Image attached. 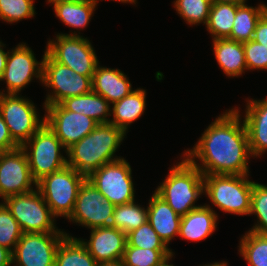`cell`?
Segmentation results:
<instances>
[{
  "mask_svg": "<svg viewBox=\"0 0 267 266\" xmlns=\"http://www.w3.org/2000/svg\"><path fill=\"white\" fill-rule=\"evenodd\" d=\"M238 109L219 115L208 126L185 158L203 175H249L248 158L251 156L247 129ZM202 161L197 164L194 160Z\"/></svg>",
  "mask_w": 267,
  "mask_h": 266,
  "instance_id": "1",
  "label": "cell"
},
{
  "mask_svg": "<svg viewBox=\"0 0 267 266\" xmlns=\"http://www.w3.org/2000/svg\"><path fill=\"white\" fill-rule=\"evenodd\" d=\"M125 134L110 122L97 124L91 133L66 149L67 165L87 178L104 164L121 159L113 156Z\"/></svg>",
  "mask_w": 267,
  "mask_h": 266,
  "instance_id": "2",
  "label": "cell"
},
{
  "mask_svg": "<svg viewBox=\"0 0 267 266\" xmlns=\"http://www.w3.org/2000/svg\"><path fill=\"white\" fill-rule=\"evenodd\" d=\"M202 172L186 158L174 165L155 193L180 216L186 215L195 206V201L204 193Z\"/></svg>",
  "mask_w": 267,
  "mask_h": 266,
  "instance_id": "3",
  "label": "cell"
},
{
  "mask_svg": "<svg viewBox=\"0 0 267 266\" xmlns=\"http://www.w3.org/2000/svg\"><path fill=\"white\" fill-rule=\"evenodd\" d=\"M248 175H204V191L220 210L249 215L253 182Z\"/></svg>",
  "mask_w": 267,
  "mask_h": 266,
  "instance_id": "4",
  "label": "cell"
},
{
  "mask_svg": "<svg viewBox=\"0 0 267 266\" xmlns=\"http://www.w3.org/2000/svg\"><path fill=\"white\" fill-rule=\"evenodd\" d=\"M86 177L66 165L64 168L44 176L37 182L40 191L55 216L68 218L75 205L78 190Z\"/></svg>",
  "mask_w": 267,
  "mask_h": 266,
  "instance_id": "5",
  "label": "cell"
},
{
  "mask_svg": "<svg viewBox=\"0 0 267 266\" xmlns=\"http://www.w3.org/2000/svg\"><path fill=\"white\" fill-rule=\"evenodd\" d=\"M3 203L16 219L23 233L62 232L55 228V216L38 189L9 196Z\"/></svg>",
  "mask_w": 267,
  "mask_h": 266,
  "instance_id": "6",
  "label": "cell"
},
{
  "mask_svg": "<svg viewBox=\"0 0 267 266\" xmlns=\"http://www.w3.org/2000/svg\"><path fill=\"white\" fill-rule=\"evenodd\" d=\"M21 147L25 150L36 182L67 165V159L60 153L65 147L46 123Z\"/></svg>",
  "mask_w": 267,
  "mask_h": 266,
  "instance_id": "7",
  "label": "cell"
},
{
  "mask_svg": "<svg viewBox=\"0 0 267 266\" xmlns=\"http://www.w3.org/2000/svg\"><path fill=\"white\" fill-rule=\"evenodd\" d=\"M46 51L56 62L83 76L93 77L99 64L89 40L76 33L58 34L54 42L49 40Z\"/></svg>",
  "mask_w": 267,
  "mask_h": 266,
  "instance_id": "8",
  "label": "cell"
},
{
  "mask_svg": "<svg viewBox=\"0 0 267 266\" xmlns=\"http://www.w3.org/2000/svg\"><path fill=\"white\" fill-rule=\"evenodd\" d=\"M42 83L53 89L44 105L60 104L64 99L92 91V77L79 75L72 69L56 62L45 51L43 55Z\"/></svg>",
  "mask_w": 267,
  "mask_h": 266,
  "instance_id": "9",
  "label": "cell"
},
{
  "mask_svg": "<svg viewBox=\"0 0 267 266\" xmlns=\"http://www.w3.org/2000/svg\"><path fill=\"white\" fill-rule=\"evenodd\" d=\"M0 113L20 147L45 124V117L39 119L34 103L17 94L0 92Z\"/></svg>",
  "mask_w": 267,
  "mask_h": 266,
  "instance_id": "10",
  "label": "cell"
},
{
  "mask_svg": "<svg viewBox=\"0 0 267 266\" xmlns=\"http://www.w3.org/2000/svg\"><path fill=\"white\" fill-rule=\"evenodd\" d=\"M131 167L121 158L104 164L91 173L88 179L105 199L113 205H122L134 201V184L132 182Z\"/></svg>",
  "mask_w": 267,
  "mask_h": 266,
  "instance_id": "11",
  "label": "cell"
},
{
  "mask_svg": "<svg viewBox=\"0 0 267 266\" xmlns=\"http://www.w3.org/2000/svg\"><path fill=\"white\" fill-rule=\"evenodd\" d=\"M65 232L23 233L12 252L14 266H55L56 252Z\"/></svg>",
  "mask_w": 267,
  "mask_h": 266,
  "instance_id": "12",
  "label": "cell"
},
{
  "mask_svg": "<svg viewBox=\"0 0 267 266\" xmlns=\"http://www.w3.org/2000/svg\"><path fill=\"white\" fill-rule=\"evenodd\" d=\"M114 209L115 205L107 201L104 195L85 179L78 190L74 209L68 219L90 229L108 227Z\"/></svg>",
  "mask_w": 267,
  "mask_h": 266,
  "instance_id": "13",
  "label": "cell"
},
{
  "mask_svg": "<svg viewBox=\"0 0 267 266\" xmlns=\"http://www.w3.org/2000/svg\"><path fill=\"white\" fill-rule=\"evenodd\" d=\"M45 123L61 141L65 150L91 133L98 124L92 118L66 110L61 104L45 105Z\"/></svg>",
  "mask_w": 267,
  "mask_h": 266,
  "instance_id": "14",
  "label": "cell"
},
{
  "mask_svg": "<svg viewBox=\"0 0 267 266\" xmlns=\"http://www.w3.org/2000/svg\"><path fill=\"white\" fill-rule=\"evenodd\" d=\"M31 184L37 186L25 150L19 147L0 153V197L4 200L9 196L33 191Z\"/></svg>",
  "mask_w": 267,
  "mask_h": 266,
  "instance_id": "15",
  "label": "cell"
},
{
  "mask_svg": "<svg viewBox=\"0 0 267 266\" xmlns=\"http://www.w3.org/2000/svg\"><path fill=\"white\" fill-rule=\"evenodd\" d=\"M42 72L43 59L38 62L32 49L24 43L19 44L11 52L9 51L4 73L0 80L6 81L8 94H18L33 77L42 81Z\"/></svg>",
  "mask_w": 267,
  "mask_h": 266,
  "instance_id": "16",
  "label": "cell"
},
{
  "mask_svg": "<svg viewBox=\"0 0 267 266\" xmlns=\"http://www.w3.org/2000/svg\"><path fill=\"white\" fill-rule=\"evenodd\" d=\"M81 241L97 263L121 260L127 243L126 234L111 226L91 229L90 240Z\"/></svg>",
  "mask_w": 267,
  "mask_h": 266,
  "instance_id": "17",
  "label": "cell"
},
{
  "mask_svg": "<svg viewBox=\"0 0 267 266\" xmlns=\"http://www.w3.org/2000/svg\"><path fill=\"white\" fill-rule=\"evenodd\" d=\"M244 123L252 157L267 150V99L247 101Z\"/></svg>",
  "mask_w": 267,
  "mask_h": 266,
  "instance_id": "18",
  "label": "cell"
},
{
  "mask_svg": "<svg viewBox=\"0 0 267 266\" xmlns=\"http://www.w3.org/2000/svg\"><path fill=\"white\" fill-rule=\"evenodd\" d=\"M148 222L159 235L166 246L177 235L182 216L177 214L167 202L159 197L155 192L149 200Z\"/></svg>",
  "mask_w": 267,
  "mask_h": 266,
  "instance_id": "19",
  "label": "cell"
},
{
  "mask_svg": "<svg viewBox=\"0 0 267 266\" xmlns=\"http://www.w3.org/2000/svg\"><path fill=\"white\" fill-rule=\"evenodd\" d=\"M126 76L119 69L97 65L92 77V91L113 104L133 91Z\"/></svg>",
  "mask_w": 267,
  "mask_h": 266,
  "instance_id": "20",
  "label": "cell"
},
{
  "mask_svg": "<svg viewBox=\"0 0 267 266\" xmlns=\"http://www.w3.org/2000/svg\"><path fill=\"white\" fill-rule=\"evenodd\" d=\"M217 219V214L207 204L193 209L182 216L179 236L191 241L204 240L216 229Z\"/></svg>",
  "mask_w": 267,
  "mask_h": 266,
  "instance_id": "21",
  "label": "cell"
},
{
  "mask_svg": "<svg viewBox=\"0 0 267 266\" xmlns=\"http://www.w3.org/2000/svg\"><path fill=\"white\" fill-rule=\"evenodd\" d=\"M216 60L227 76L237 77L247 69L243 43L228 38L213 40Z\"/></svg>",
  "mask_w": 267,
  "mask_h": 266,
  "instance_id": "22",
  "label": "cell"
},
{
  "mask_svg": "<svg viewBox=\"0 0 267 266\" xmlns=\"http://www.w3.org/2000/svg\"><path fill=\"white\" fill-rule=\"evenodd\" d=\"M66 110L84 114L99 123H109L110 103L101 95L91 91L87 94L64 99L60 103Z\"/></svg>",
  "mask_w": 267,
  "mask_h": 266,
  "instance_id": "23",
  "label": "cell"
},
{
  "mask_svg": "<svg viewBox=\"0 0 267 266\" xmlns=\"http://www.w3.org/2000/svg\"><path fill=\"white\" fill-rule=\"evenodd\" d=\"M146 91L144 89L133 90L129 95L114 102L112 107L113 120L110 123L125 133L128 125L137 120L144 113L146 105Z\"/></svg>",
  "mask_w": 267,
  "mask_h": 266,
  "instance_id": "24",
  "label": "cell"
},
{
  "mask_svg": "<svg viewBox=\"0 0 267 266\" xmlns=\"http://www.w3.org/2000/svg\"><path fill=\"white\" fill-rule=\"evenodd\" d=\"M266 11L267 6L264 4H260L255 8L245 3L237 4L233 27L228 39L241 43L252 40L256 24Z\"/></svg>",
  "mask_w": 267,
  "mask_h": 266,
  "instance_id": "25",
  "label": "cell"
},
{
  "mask_svg": "<svg viewBox=\"0 0 267 266\" xmlns=\"http://www.w3.org/2000/svg\"><path fill=\"white\" fill-rule=\"evenodd\" d=\"M97 5L95 0H75L54 4L56 16L72 28H84L88 25Z\"/></svg>",
  "mask_w": 267,
  "mask_h": 266,
  "instance_id": "26",
  "label": "cell"
},
{
  "mask_svg": "<svg viewBox=\"0 0 267 266\" xmlns=\"http://www.w3.org/2000/svg\"><path fill=\"white\" fill-rule=\"evenodd\" d=\"M81 239L68 234L61 240L56 252L55 266H97Z\"/></svg>",
  "mask_w": 267,
  "mask_h": 266,
  "instance_id": "27",
  "label": "cell"
},
{
  "mask_svg": "<svg viewBox=\"0 0 267 266\" xmlns=\"http://www.w3.org/2000/svg\"><path fill=\"white\" fill-rule=\"evenodd\" d=\"M237 4L212 3L206 27L214 39L228 38L231 34Z\"/></svg>",
  "mask_w": 267,
  "mask_h": 266,
  "instance_id": "28",
  "label": "cell"
},
{
  "mask_svg": "<svg viewBox=\"0 0 267 266\" xmlns=\"http://www.w3.org/2000/svg\"><path fill=\"white\" fill-rule=\"evenodd\" d=\"M148 221V209L140 207L135 201L116 205L110 226L128 234Z\"/></svg>",
  "mask_w": 267,
  "mask_h": 266,
  "instance_id": "29",
  "label": "cell"
},
{
  "mask_svg": "<svg viewBox=\"0 0 267 266\" xmlns=\"http://www.w3.org/2000/svg\"><path fill=\"white\" fill-rule=\"evenodd\" d=\"M239 248L250 266H267V235L249 231L241 239Z\"/></svg>",
  "mask_w": 267,
  "mask_h": 266,
  "instance_id": "30",
  "label": "cell"
},
{
  "mask_svg": "<svg viewBox=\"0 0 267 266\" xmlns=\"http://www.w3.org/2000/svg\"><path fill=\"white\" fill-rule=\"evenodd\" d=\"M172 253L170 249H143L126 243L122 261L124 266H157Z\"/></svg>",
  "mask_w": 267,
  "mask_h": 266,
  "instance_id": "31",
  "label": "cell"
},
{
  "mask_svg": "<svg viewBox=\"0 0 267 266\" xmlns=\"http://www.w3.org/2000/svg\"><path fill=\"white\" fill-rule=\"evenodd\" d=\"M211 0H176L174 7L180 17L190 24L195 25L203 22L207 24Z\"/></svg>",
  "mask_w": 267,
  "mask_h": 266,
  "instance_id": "32",
  "label": "cell"
},
{
  "mask_svg": "<svg viewBox=\"0 0 267 266\" xmlns=\"http://www.w3.org/2000/svg\"><path fill=\"white\" fill-rule=\"evenodd\" d=\"M22 235V229L16 219L6 205L0 203V245L13 252Z\"/></svg>",
  "mask_w": 267,
  "mask_h": 266,
  "instance_id": "33",
  "label": "cell"
},
{
  "mask_svg": "<svg viewBox=\"0 0 267 266\" xmlns=\"http://www.w3.org/2000/svg\"><path fill=\"white\" fill-rule=\"evenodd\" d=\"M249 214H255L259 219V222L249 231L267 235V185L253 182Z\"/></svg>",
  "mask_w": 267,
  "mask_h": 266,
  "instance_id": "34",
  "label": "cell"
},
{
  "mask_svg": "<svg viewBox=\"0 0 267 266\" xmlns=\"http://www.w3.org/2000/svg\"><path fill=\"white\" fill-rule=\"evenodd\" d=\"M127 244L143 249H169L147 221L126 234Z\"/></svg>",
  "mask_w": 267,
  "mask_h": 266,
  "instance_id": "35",
  "label": "cell"
},
{
  "mask_svg": "<svg viewBox=\"0 0 267 266\" xmlns=\"http://www.w3.org/2000/svg\"><path fill=\"white\" fill-rule=\"evenodd\" d=\"M33 0H0V19L18 22L35 15Z\"/></svg>",
  "mask_w": 267,
  "mask_h": 266,
  "instance_id": "36",
  "label": "cell"
},
{
  "mask_svg": "<svg viewBox=\"0 0 267 266\" xmlns=\"http://www.w3.org/2000/svg\"><path fill=\"white\" fill-rule=\"evenodd\" d=\"M243 47L245 50V62L248 70L267 69V48L264 45L259 44L254 40H250L244 42Z\"/></svg>",
  "mask_w": 267,
  "mask_h": 266,
  "instance_id": "37",
  "label": "cell"
},
{
  "mask_svg": "<svg viewBox=\"0 0 267 266\" xmlns=\"http://www.w3.org/2000/svg\"><path fill=\"white\" fill-rule=\"evenodd\" d=\"M20 146L12 139L7 124L0 113V153L8 152Z\"/></svg>",
  "mask_w": 267,
  "mask_h": 266,
  "instance_id": "38",
  "label": "cell"
},
{
  "mask_svg": "<svg viewBox=\"0 0 267 266\" xmlns=\"http://www.w3.org/2000/svg\"><path fill=\"white\" fill-rule=\"evenodd\" d=\"M252 40L267 48V11L258 20Z\"/></svg>",
  "mask_w": 267,
  "mask_h": 266,
  "instance_id": "39",
  "label": "cell"
},
{
  "mask_svg": "<svg viewBox=\"0 0 267 266\" xmlns=\"http://www.w3.org/2000/svg\"><path fill=\"white\" fill-rule=\"evenodd\" d=\"M12 264V252L0 245V266H10Z\"/></svg>",
  "mask_w": 267,
  "mask_h": 266,
  "instance_id": "40",
  "label": "cell"
},
{
  "mask_svg": "<svg viewBox=\"0 0 267 266\" xmlns=\"http://www.w3.org/2000/svg\"><path fill=\"white\" fill-rule=\"evenodd\" d=\"M2 42L0 41V77L3 75L4 73V69L6 66V60H7V56L9 52H5L2 49V46L4 47V45L2 44Z\"/></svg>",
  "mask_w": 267,
  "mask_h": 266,
  "instance_id": "41",
  "label": "cell"
},
{
  "mask_svg": "<svg viewBox=\"0 0 267 266\" xmlns=\"http://www.w3.org/2000/svg\"><path fill=\"white\" fill-rule=\"evenodd\" d=\"M97 266H124V263L121 259V260L112 261V262L98 263Z\"/></svg>",
  "mask_w": 267,
  "mask_h": 266,
  "instance_id": "42",
  "label": "cell"
},
{
  "mask_svg": "<svg viewBox=\"0 0 267 266\" xmlns=\"http://www.w3.org/2000/svg\"><path fill=\"white\" fill-rule=\"evenodd\" d=\"M246 0H211V3H233V4H243Z\"/></svg>",
  "mask_w": 267,
  "mask_h": 266,
  "instance_id": "43",
  "label": "cell"
},
{
  "mask_svg": "<svg viewBox=\"0 0 267 266\" xmlns=\"http://www.w3.org/2000/svg\"><path fill=\"white\" fill-rule=\"evenodd\" d=\"M172 256H173V253L165 257L164 260L157 266H174L173 264H168L169 263L168 261L172 258Z\"/></svg>",
  "mask_w": 267,
  "mask_h": 266,
  "instance_id": "44",
  "label": "cell"
},
{
  "mask_svg": "<svg viewBox=\"0 0 267 266\" xmlns=\"http://www.w3.org/2000/svg\"><path fill=\"white\" fill-rule=\"evenodd\" d=\"M204 266H227V263H225V262H222V263L215 262L213 264H207V265H204Z\"/></svg>",
  "mask_w": 267,
  "mask_h": 266,
  "instance_id": "45",
  "label": "cell"
},
{
  "mask_svg": "<svg viewBox=\"0 0 267 266\" xmlns=\"http://www.w3.org/2000/svg\"><path fill=\"white\" fill-rule=\"evenodd\" d=\"M65 1H75V0H48L49 3L55 4L58 2H65Z\"/></svg>",
  "mask_w": 267,
  "mask_h": 266,
  "instance_id": "46",
  "label": "cell"
},
{
  "mask_svg": "<svg viewBox=\"0 0 267 266\" xmlns=\"http://www.w3.org/2000/svg\"><path fill=\"white\" fill-rule=\"evenodd\" d=\"M96 2L98 1V0H95ZM115 1H117V0H115ZM118 1H121V2H124V3H135L136 2V0H118Z\"/></svg>",
  "mask_w": 267,
  "mask_h": 266,
  "instance_id": "47",
  "label": "cell"
}]
</instances>
